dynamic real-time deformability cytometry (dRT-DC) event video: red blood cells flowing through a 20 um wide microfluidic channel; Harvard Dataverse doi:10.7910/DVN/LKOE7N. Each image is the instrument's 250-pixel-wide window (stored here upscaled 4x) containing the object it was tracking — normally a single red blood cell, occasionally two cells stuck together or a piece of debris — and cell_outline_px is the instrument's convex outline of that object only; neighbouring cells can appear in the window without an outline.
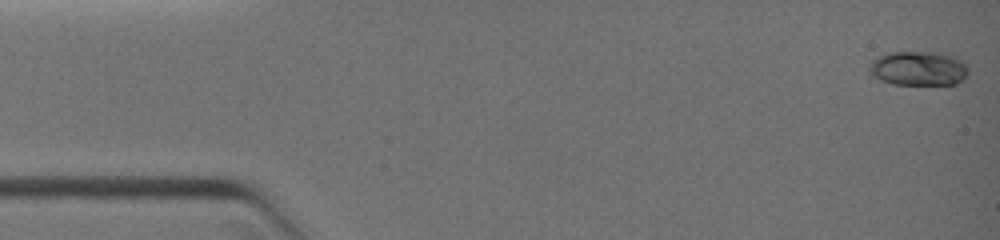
{"species": "common noctule bat (a hibernating species)", "species_latin": "Nyctalus noctula", "temperature_condition": "warm", "stored_images_in_passage": 23, "camera_frame_rate_fps": 3000, "um_per_image_px": 0.085, "animal": {"sex": "female", "body_mass_g": 19.0, "forearm_length_mm": 51.5}, "frame": {"image": 1, "passage_image": 1, "time_ms": 0.0, "image_size_px": [1000, 240], "cell_outline_px": [[968, 72], [964, 80], [956, 84], [892, 84], [880, 80], [872, 76], [868, 72], [868, 64], [876, 56], [888, 52], [932, 52], [952, 56], [960, 60], [968, 68]], "centroid_in_image_um": [78.0, 5.82], "position_along_channel_um": 7.0, "area_um2": 20.0}}
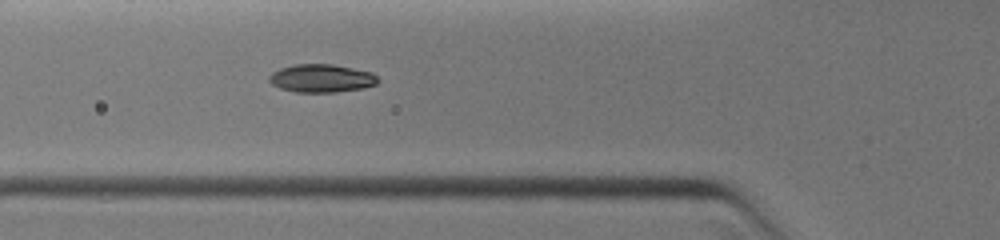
{"frame": {"image": 2, "passage_image": 10, "time_ms": 4.667, "image_size_px": [1000, 240], "cell_outline_px": [[380, 80], [376, 84], [364, 88], [336, 92], [296, 92], [280, 88], [272, 84], [268, 80], [268, 76], [272, 72], [280, 68], [292, 64], [332, 64], [372, 72]], "centroid_in_image_um": [27.31, 6.65], "position_along_channel_um": 98.5, "area_um2": 17.92}}
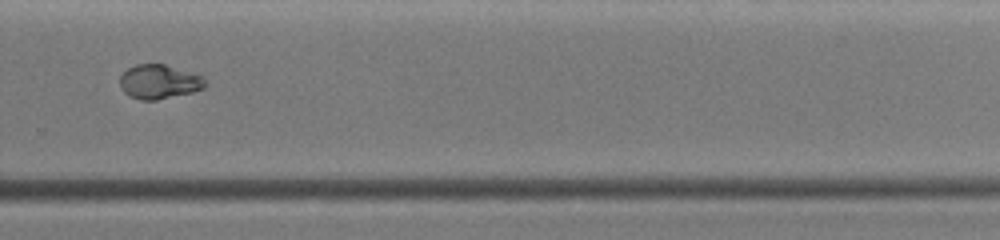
{"frame": {"image": 3, "passage_image": 19, "time_ms": 9.333, "image_size_px": [1000, 240], "cell_outline_px": [[208, 84], [204, 88], [192, 92], [156, 100], [140, 100], [128, 96], [120, 88], [120, 76], [128, 68], [136, 64], [164, 64], [204, 76]], "centroid_in_image_um": [13.53, 6.95], "position_along_channel_um": 316.3, "area_um2": 17.17}}